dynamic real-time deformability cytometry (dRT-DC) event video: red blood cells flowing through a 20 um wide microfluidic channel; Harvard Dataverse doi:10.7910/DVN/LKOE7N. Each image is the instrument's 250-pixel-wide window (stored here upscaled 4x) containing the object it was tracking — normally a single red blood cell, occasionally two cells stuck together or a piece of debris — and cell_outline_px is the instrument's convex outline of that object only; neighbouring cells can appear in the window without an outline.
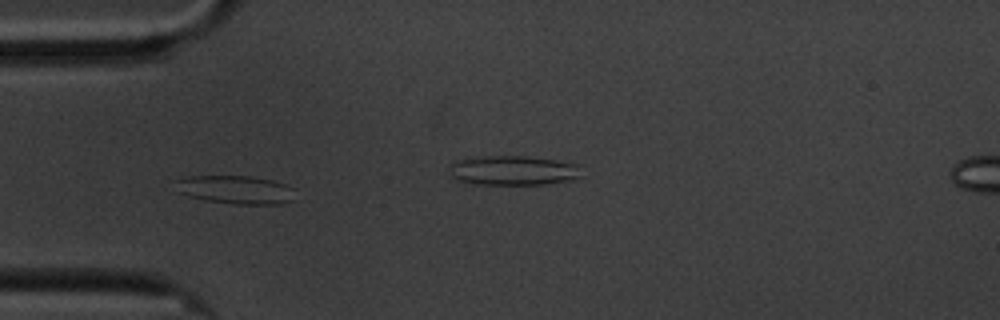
{"species": "common noctule bat (a hibernating species)", "species_latin": "Nyctalus noctula", "temperature_condition": "cold", "stored_images_in_passage": 50, "camera_frame_rate_fps": 3000, "um_per_image_px": 0.085, "animal": {"sex": "male", "body_mass_g": 20.1, "forearm_length_mm": 53.5}, "frame": {"image": 1, "passage_image": 13, "time_ms": 4.0, "image_size_px": [1000, 320], "cell_outline_px": [[296, 200], [280, 204], [232, 204], [204, 200], [188, 196], [180, 192], [176, 180], [188, 176], [252, 176], [272, 180], [284, 184], [292, 188]], "centroid_in_image_um": [20.08, 16.13], "position_along_channel_um": 64.9, "area_um2": 19.77}}
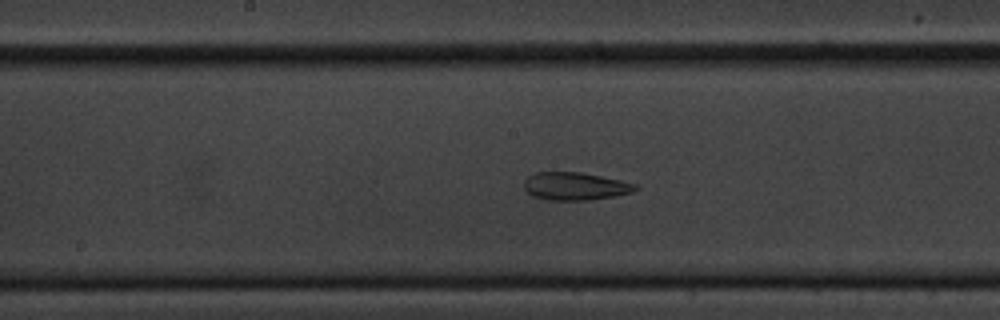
{"frame": {"image": 2, "passage_image": 25, "time_ms": 8.0, "image_size_px": [1000, 320], "cell_outline_px": [[640, 188], [632, 192], [612, 196], [588, 200], [544, 200], [532, 196], [524, 188], [524, 180], [528, 176], [536, 172], [580, 172], [640, 184]], "centroid_in_image_um": [48.89, 15.83], "position_along_channel_um": 199.3, "area_um2": 18.15}}
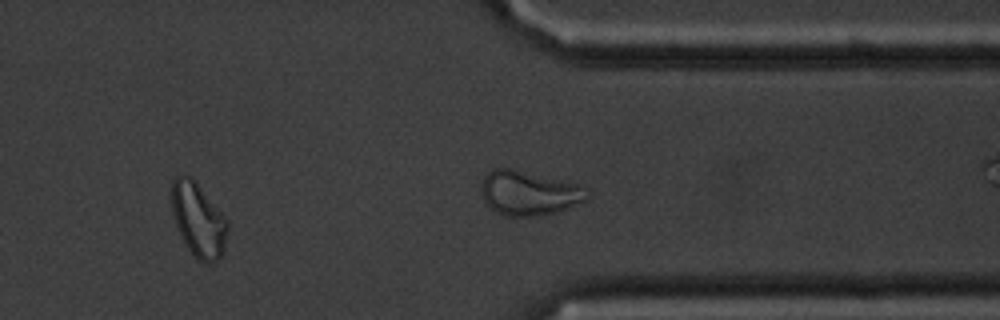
{"frame": {"image": 3, "passage_image": 40, "time_ms": 13.0, "image_size_px": [1000, 320], "cell_outline_px": [[228, 228], [224, 252], [216, 260], [208, 264], [200, 260], [188, 248], [176, 224], [172, 212], [172, 180], [176, 176], [188, 176], [196, 184], [228, 220]], "centroid_in_image_um": [16.88, 18.72], "position_along_channel_um": 394.5, "area_um2": 23.29}, "authors_computed_cell_mechanics": {"area_um2": 20.1433, "velocity_mm_per_s": 3.3663, "shape_relaxation_time_tau1_ms": null, "shape_relaxation_time_tau2_ms": 2.3933, "deformation_change_tau1": null, "deformation_change_tau2": 0.0962}}